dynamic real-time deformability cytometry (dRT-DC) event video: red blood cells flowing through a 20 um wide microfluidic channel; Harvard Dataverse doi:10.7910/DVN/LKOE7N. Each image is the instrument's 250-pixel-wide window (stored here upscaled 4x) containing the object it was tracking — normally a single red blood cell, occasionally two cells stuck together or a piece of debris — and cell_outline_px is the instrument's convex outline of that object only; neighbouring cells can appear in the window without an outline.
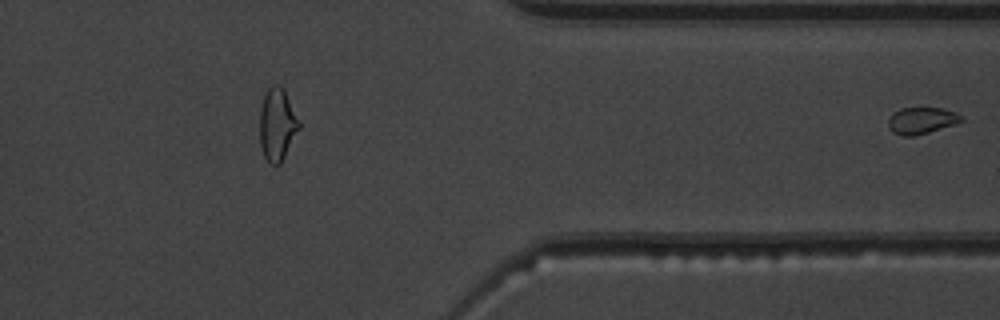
{"species": "common noctule bat (a hibernating species)", "species_latin": "Nyctalus noctula", "temperature_condition": "warm", "stored_images_in_passage": 43, "segment_of_instrument_passage": [2, 2], "camera_frame_rate_fps": 3000, "um_per_image_px": 0.085, "animal": {"sex": "male", "body_mass_g": 19.5, "forearm_length_mm": 54.6}, "frame": {"image": 1, "passage_image": 43, "time_ms": 14.0, "image_size_px": [1000, 320], "cell_outline_px": [[964, 120], [916, 136], [900, 136], [892, 132], [888, 124], [888, 120], [900, 108], [940, 108], [956, 112]], "centroid_in_image_um": [78.3, 10.25], "position_along_channel_um": 333.1, "area_um2": 11.04}}